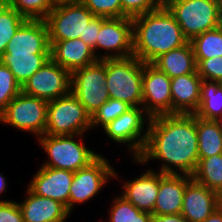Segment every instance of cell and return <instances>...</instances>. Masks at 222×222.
<instances>
[{
    "instance_id": "obj_1",
    "label": "cell",
    "mask_w": 222,
    "mask_h": 222,
    "mask_svg": "<svg viewBox=\"0 0 222 222\" xmlns=\"http://www.w3.org/2000/svg\"><path fill=\"white\" fill-rule=\"evenodd\" d=\"M148 138L138 164L160 160L163 174L192 175L199 161L196 116L168 114L150 118Z\"/></svg>"
},
{
    "instance_id": "obj_2",
    "label": "cell",
    "mask_w": 222,
    "mask_h": 222,
    "mask_svg": "<svg viewBox=\"0 0 222 222\" xmlns=\"http://www.w3.org/2000/svg\"><path fill=\"white\" fill-rule=\"evenodd\" d=\"M133 21V56L144 63L185 45L188 40L167 7L139 15Z\"/></svg>"
},
{
    "instance_id": "obj_3",
    "label": "cell",
    "mask_w": 222,
    "mask_h": 222,
    "mask_svg": "<svg viewBox=\"0 0 222 222\" xmlns=\"http://www.w3.org/2000/svg\"><path fill=\"white\" fill-rule=\"evenodd\" d=\"M143 64L135 56L106 59V87L110 98L142 107Z\"/></svg>"
},
{
    "instance_id": "obj_4",
    "label": "cell",
    "mask_w": 222,
    "mask_h": 222,
    "mask_svg": "<svg viewBox=\"0 0 222 222\" xmlns=\"http://www.w3.org/2000/svg\"><path fill=\"white\" fill-rule=\"evenodd\" d=\"M78 135H41L38 142L47 153L48 160L42 166L76 172L88 166L100 154L89 149ZM76 138H81L79 141Z\"/></svg>"
},
{
    "instance_id": "obj_5",
    "label": "cell",
    "mask_w": 222,
    "mask_h": 222,
    "mask_svg": "<svg viewBox=\"0 0 222 222\" xmlns=\"http://www.w3.org/2000/svg\"><path fill=\"white\" fill-rule=\"evenodd\" d=\"M166 7L188 41L222 25L220 0H174Z\"/></svg>"
},
{
    "instance_id": "obj_6",
    "label": "cell",
    "mask_w": 222,
    "mask_h": 222,
    "mask_svg": "<svg viewBox=\"0 0 222 222\" xmlns=\"http://www.w3.org/2000/svg\"><path fill=\"white\" fill-rule=\"evenodd\" d=\"M90 129L91 116L71 91L48 101L45 134L78 135Z\"/></svg>"
},
{
    "instance_id": "obj_7",
    "label": "cell",
    "mask_w": 222,
    "mask_h": 222,
    "mask_svg": "<svg viewBox=\"0 0 222 222\" xmlns=\"http://www.w3.org/2000/svg\"><path fill=\"white\" fill-rule=\"evenodd\" d=\"M48 101L20 92L0 114V123L30 132L45 134Z\"/></svg>"
},
{
    "instance_id": "obj_8",
    "label": "cell",
    "mask_w": 222,
    "mask_h": 222,
    "mask_svg": "<svg viewBox=\"0 0 222 222\" xmlns=\"http://www.w3.org/2000/svg\"><path fill=\"white\" fill-rule=\"evenodd\" d=\"M71 92L92 116L110 98L106 87V59L74 70Z\"/></svg>"
},
{
    "instance_id": "obj_9",
    "label": "cell",
    "mask_w": 222,
    "mask_h": 222,
    "mask_svg": "<svg viewBox=\"0 0 222 222\" xmlns=\"http://www.w3.org/2000/svg\"><path fill=\"white\" fill-rule=\"evenodd\" d=\"M150 118L142 107H132L111 121L103 131L112 141L122 145L127 144L128 152L133 154L131 155L133 159H137L146 145Z\"/></svg>"
},
{
    "instance_id": "obj_10",
    "label": "cell",
    "mask_w": 222,
    "mask_h": 222,
    "mask_svg": "<svg viewBox=\"0 0 222 222\" xmlns=\"http://www.w3.org/2000/svg\"><path fill=\"white\" fill-rule=\"evenodd\" d=\"M107 158L99 155L88 166L74 172L73 181L69 190V212L75 204L89 201L107 184L110 178H118L114 167Z\"/></svg>"
},
{
    "instance_id": "obj_11",
    "label": "cell",
    "mask_w": 222,
    "mask_h": 222,
    "mask_svg": "<svg viewBox=\"0 0 222 222\" xmlns=\"http://www.w3.org/2000/svg\"><path fill=\"white\" fill-rule=\"evenodd\" d=\"M97 49H102L106 53L98 54ZM93 51L99 60L133 56L132 19L128 17L106 18L101 24Z\"/></svg>"
},
{
    "instance_id": "obj_12",
    "label": "cell",
    "mask_w": 222,
    "mask_h": 222,
    "mask_svg": "<svg viewBox=\"0 0 222 222\" xmlns=\"http://www.w3.org/2000/svg\"><path fill=\"white\" fill-rule=\"evenodd\" d=\"M94 16L82 2L53 8L45 19L49 41L80 38L85 43L86 26Z\"/></svg>"
},
{
    "instance_id": "obj_13",
    "label": "cell",
    "mask_w": 222,
    "mask_h": 222,
    "mask_svg": "<svg viewBox=\"0 0 222 222\" xmlns=\"http://www.w3.org/2000/svg\"><path fill=\"white\" fill-rule=\"evenodd\" d=\"M21 91L46 101L60 98L71 91V73L50 59L24 82Z\"/></svg>"
},
{
    "instance_id": "obj_14",
    "label": "cell",
    "mask_w": 222,
    "mask_h": 222,
    "mask_svg": "<svg viewBox=\"0 0 222 222\" xmlns=\"http://www.w3.org/2000/svg\"><path fill=\"white\" fill-rule=\"evenodd\" d=\"M142 108L150 117L172 114L171 78L152 63L143 64Z\"/></svg>"
},
{
    "instance_id": "obj_15",
    "label": "cell",
    "mask_w": 222,
    "mask_h": 222,
    "mask_svg": "<svg viewBox=\"0 0 222 222\" xmlns=\"http://www.w3.org/2000/svg\"><path fill=\"white\" fill-rule=\"evenodd\" d=\"M74 172L41 166L27 187L38 196L51 198L65 205L69 211V190Z\"/></svg>"
},
{
    "instance_id": "obj_16",
    "label": "cell",
    "mask_w": 222,
    "mask_h": 222,
    "mask_svg": "<svg viewBox=\"0 0 222 222\" xmlns=\"http://www.w3.org/2000/svg\"><path fill=\"white\" fill-rule=\"evenodd\" d=\"M48 26L45 20L27 19L7 43V54H50Z\"/></svg>"
},
{
    "instance_id": "obj_17",
    "label": "cell",
    "mask_w": 222,
    "mask_h": 222,
    "mask_svg": "<svg viewBox=\"0 0 222 222\" xmlns=\"http://www.w3.org/2000/svg\"><path fill=\"white\" fill-rule=\"evenodd\" d=\"M222 205V197L193 179L186 185L181 214L189 222H203Z\"/></svg>"
},
{
    "instance_id": "obj_18",
    "label": "cell",
    "mask_w": 222,
    "mask_h": 222,
    "mask_svg": "<svg viewBox=\"0 0 222 222\" xmlns=\"http://www.w3.org/2000/svg\"><path fill=\"white\" fill-rule=\"evenodd\" d=\"M191 180L190 175L159 172V190L152 215L181 214L185 188Z\"/></svg>"
},
{
    "instance_id": "obj_19",
    "label": "cell",
    "mask_w": 222,
    "mask_h": 222,
    "mask_svg": "<svg viewBox=\"0 0 222 222\" xmlns=\"http://www.w3.org/2000/svg\"><path fill=\"white\" fill-rule=\"evenodd\" d=\"M50 42V57L70 73L97 62L93 48L80 38Z\"/></svg>"
},
{
    "instance_id": "obj_20",
    "label": "cell",
    "mask_w": 222,
    "mask_h": 222,
    "mask_svg": "<svg viewBox=\"0 0 222 222\" xmlns=\"http://www.w3.org/2000/svg\"><path fill=\"white\" fill-rule=\"evenodd\" d=\"M123 197L137 209L153 213L159 190V171L145 170L133 180L123 183Z\"/></svg>"
},
{
    "instance_id": "obj_21",
    "label": "cell",
    "mask_w": 222,
    "mask_h": 222,
    "mask_svg": "<svg viewBox=\"0 0 222 222\" xmlns=\"http://www.w3.org/2000/svg\"><path fill=\"white\" fill-rule=\"evenodd\" d=\"M202 81L197 71L171 79L172 114H195L200 104Z\"/></svg>"
},
{
    "instance_id": "obj_22",
    "label": "cell",
    "mask_w": 222,
    "mask_h": 222,
    "mask_svg": "<svg viewBox=\"0 0 222 222\" xmlns=\"http://www.w3.org/2000/svg\"><path fill=\"white\" fill-rule=\"evenodd\" d=\"M26 194L28 197L18 203L24 222H65L71 214L59 201L35 195L28 187Z\"/></svg>"
},
{
    "instance_id": "obj_23",
    "label": "cell",
    "mask_w": 222,
    "mask_h": 222,
    "mask_svg": "<svg viewBox=\"0 0 222 222\" xmlns=\"http://www.w3.org/2000/svg\"><path fill=\"white\" fill-rule=\"evenodd\" d=\"M152 64L171 79L197 71L194 51L190 41L180 48L170 50L161 55Z\"/></svg>"
},
{
    "instance_id": "obj_24",
    "label": "cell",
    "mask_w": 222,
    "mask_h": 222,
    "mask_svg": "<svg viewBox=\"0 0 222 222\" xmlns=\"http://www.w3.org/2000/svg\"><path fill=\"white\" fill-rule=\"evenodd\" d=\"M50 54H7L3 53L0 62L6 65L22 86L47 61Z\"/></svg>"
},
{
    "instance_id": "obj_25",
    "label": "cell",
    "mask_w": 222,
    "mask_h": 222,
    "mask_svg": "<svg viewBox=\"0 0 222 222\" xmlns=\"http://www.w3.org/2000/svg\"><path fill=\"white\" fill-rule=\"evenodd\" d=\"M199 158L222 154V130L218 120H206L196 116Z\"/></svg>"
},
{
    "instance_id": "obj_26",
    "label": "cell",
    "mask_w": 222,
    "mask_h": 222,
    "mask_svg": "<svg viewBox=\"0 0 222 222\" xmlns=\"http://www.w3.org/2000/svg\"><path fill=\"white\" fill-rule=\"evenodd\" d=\"M200 93L199 108L194 115L206 120H219L222 117V83L203 80Z\"/></svg>"
},
{
    "instance_id": "obj_27",
    "label": "cell",
    "mask_w": 222,
    "mask_h": 222,
    "mask_svg": "<svg viewBox=\"0 0 222 222\" xmlns=\"http://www.w3.org/2000/svg\"><path fill=\"white\" fill-rule=\"evenodd\" d=\"M192 179L222 197V154L199 158Z\"/></svg>"
},
{
    "instance_id": "obj_28",
    "label": "cell",
    "mask_w": 222,
    "mask_h": 222,
    "mask_svg": "<svg viewBox=\"0 0 222 222\" xmlns=\"http://www.w3.org/2000/svg\"><path fill=\"white\" fill-rule=\"evenodd\" d=\"M195 59L222 56V25L195 36L191 41Z\"/></svg>"
},
{
    "instance_id": "obj_29",
    "label": "cell",
    "mask_w": 222,
    "mask_h": 222,
    "mask_svg": "<svg viewBox=\"0 0 222 222\" xmlns=\"http://www.w3.org/2000/svg\"><path fill=\"white\" fill-rule=\"evenodd\" d=\"M110 207L108 222H152L151 213L137 209L121 193L113 199Z\"/></svg>"
},
{
    "instance_id": "obj_30",
    "label": "cell",
    "mask_w": 222,
    "mask_h": 222,
    "mask_svg": "<svg viewBox=\"0 0 222 222\" xmlns=\"http://www.w3.org/2000/svg\"><path fill=\"white\" fill-rule=\"evenodd\" d=\"M26 20L8 3L0 9V59L5 53L7 43Z\"/></svg>"
},
{
    "instance_id": "obj_31",
    "label": "cell",
    "mask_w": 222,
    "mask_h": 222,
    "mask_svg": "<svg viewBox=\"0 0 222 222\" xmlns=\"http://www.w3.org/2000/svg\"><path fill=\"white\" fill-rule=\"evenodd\" d=\"M128 103L117 99L109 98L92 116L91 128L105 127L111 121L121 116L123 113L131 109Z\"/></svg>"
},
{
    "instance_id": "obj_32",
    "label": "cell",
    "mask_w": 222,
    "mask_h": 222,
    "mask_svg": "<svg viewBox=\"0 0 222 222\" xmlns=\"http://www.w3.org/2000/svg\"><path fill=\"white\" fill-rule=\"evenodd\" d=\"M8 4L29 20H45L53 9L50 0H9Z\"/></svg>"
},
{
    "instance_id": "obj_33",
    "label": "cell",
    "mask_w": 222,
    "mask_h": 222,
    "mask_svg": "<svg viewBox=\"0 0 222 222\" xmlns=\"http://www.w3.org/2000/svg\"><path fill=\"white\" fill-rule=\"evenodd\" d=\"M21 92V85L6 65L0 62V114Z\"/></svg>"
},
{
    "instance_id": "obj_34",
    "label": "cell",
    "mask_w": 222,
    "mask_h": 222,
    "mask_svg": "<svg viewBox=\"0 0 222 222\" xmlns=\"http://www.w3.org/2000/svg\"><path fill=\"white\" fill-rule=\"evenodd\" d=\"M82 3L95 16L105 18L123 17L121 0H82Z\"/></svg>"
},
{
    "instance_id": "obj_35",
    "label": "cell",
    "mask_w": 222,
    "mask_h": 222,
    "mask_svg": "<svg viewBox=\"0 0 222 222\" xmlns=\"http://www.w3.org/2000/svg\"><path fill=\"white\" fill-rule=\"evenodd\" d=\"M197 73L203 80L222 83V56L209 59H195Z\"/></svg>"
},
{
    "instance_id": "obj_36",
    "label": "cell",
    "mask_w": 222,
    "mask_h": 222,
    "mask_svg": "<svg viewBox=\"0 0 222 222\" xmlns=\"http://www.w3.org/2000/svg\"><path fill=\"white\" fill-rule=\"evenodd\" d=\"M121 6L123 17L131 19L160 7L155 0H121Z\"/></svg>"
},
{
    "instance_id": "obj_37",
    "label": "cell",
    "mask_w": 222,
    "mask_h": 222,
    "mask_svg": "<svg viewBox=\"0 0 222 222\" xmlns=\"http://www.w3.org/2000/svg\"><path fill=\"white\" fill-rule=\"evenodd\" d=\"M0 222H24L22 210L17 202H0Z\"/></svg>"
},
{
    "instance_id": "obj_38",
    "label": "cell",
    "mask_w": 222,
    "mask_h": 222,
    "mask_svg": "<svg viewBox=\"0 0 222 222\" xmlns=\"http://www.w3.org/2000/svg\"><path fill=\"white\" fill-rule=\"evenodd\" d=\"M105 19V17L94 16L86 26L85 43L92 48L96 46V39Z\"/></svg>"
},
{
    "instance_id": "obj_39",
    "label": "cell",
    "mask_w": 222,
    "mask_h": 222,
    "mask_svg": "<svg viewBox=\"0 0 222 222\" xmlns=\"http://www.w3.org/2000/svg\"><path fill=\"white\" fill-rule=\"evenodd\" d=\"M152 222H189L182 214L153 215Z\"/></svg>"
},
{
    "instance_id": "obj_40",
    "label": "cell",
    "mask_w": 222,
    "mask_h": 222,
    "mask_svg": "<svg viewBox=\"0 0 222 222\" xmlns=\"http://www.w3.org/2000/svg\"><path fill=\"white\" fill-rule=\"evenodd\" d=\"M203 222H222V205L218 207L209 217Z\"/></svg>"
},
{
    "instance_id": "obj_41",
    "label": "cell",
    "mask_w": 222,
    "mask_h": 222,
    "mask_svg": "<svg viewBox=\"0 0 222 222\" xmlns=\"http://www.w3.org/2000/svg\"><path fill=\"white\" fill-rule=\"evenodd\" d=\"M52 7L56 8L59 6L76 4L82 2V0H50Z\"/></svg>"
},
{
    "instance_id": "obj_42",
    "label": "cell",
    "mask_w": 222,
    "mask_h": 222,
    "mask_svg": "<svg viewBox=\"0 0 222 222\" xmlns=\"http://www.w3.org/2000/svg\"><path fill=\"white\" fill-rule=\"evenodd\" d=\"M6 185H7L6 178L2 174H0V195L7 190ZM6 201H10V200H7V199L0 200V202H6Z\"/></svg>"
},
{
    "instance_id": "obj_43",
    "label": "cell",
    "mask_w": 222,
    "mask_h": 222,
    "mask_svg": "<svg viewBox=\"0 0 222 222\" xmlns=\"http://www.w3.org/2000/svg\"><path fill=\"white\" fill-rule=\"evenodd\" d=\"M155 1L159 6L166 7L170 2H172L174 0H155Z\"/></svg>"
},
{
    "instance_id": "obj_44",
    "label": "cell",
    "mask_w": 222,
    "mask_h": 222,
    "mask_svg": "<svg viewBox=\"0 0 222 222\" xmlns=\"http://www.w3.org/2000/svg\"><path fill=\"white\" fill-rule=\"evenodd\" d=\"M220 126H221V130H222V117L218 120Z\"/></svg>"
},
{
    "instance_id": "obj_45",
    "label": "cell",
    "mask_w": 222,
    "mask_h": 222,
    "mask_svg": "<svg viewBox=\"0 0 222 222\" xmlns=\"http://www.w3.org/2000/svg\"><path fill=\"white\" fill-rule=\"evenodd\" d=\"M220 10H221V16H222V0H220Z\"/></svg>"
},
{
    "instance_id": "obj_46",
    "label": "cell",
    "mask_w": 222,
    "mask_h": 222,
    "mask_svg": "<svg viewBox=\"0 0 222 222\" xmlns=\"http://www.w3.org/2000/svg\"><path fill=\"white\" fill-rule=\"evenodd\" d=\"M0 2H3V3H8L9 2V0H0Z\"/></svg>"
},
{
    "instance_id": "obj_47",
    "label": "cell",
    "mask_w": 222,
    "mask_h": 222,
    "mask_svg": "<svg viewBox=\"0 0 222 222\" xmlns=\"http://www.w3.org/2000/svg\"><path fill=\"white\" fill-rule=\"evenodd\" d=\"M6 3L0 2V9L5 5Z\"/></svg>"
}]
</instances>
